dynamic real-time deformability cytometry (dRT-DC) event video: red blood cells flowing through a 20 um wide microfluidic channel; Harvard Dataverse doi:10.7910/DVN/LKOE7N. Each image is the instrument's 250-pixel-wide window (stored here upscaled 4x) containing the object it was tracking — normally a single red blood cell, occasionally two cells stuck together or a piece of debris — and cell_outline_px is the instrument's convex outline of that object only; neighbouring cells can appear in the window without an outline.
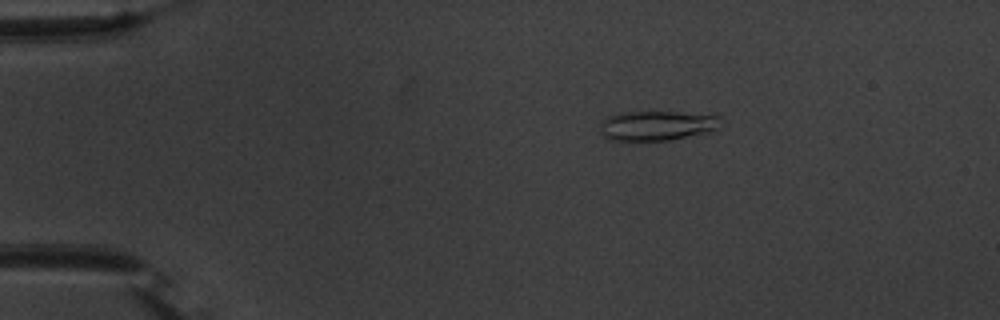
{"species": "common noctule bat (a hibernating species)", "species_latin": "Nyctalus noctula", "temperature_condition": "warm", "stored_images_in_passage": 55, "camera_frame_rate_fps": 3000, "um_per_image_px": 0.085, "animal": {"sex": "male", "body_mass_g": 20.1, "forearm_length_mm": 53.5}, "frame": {"image": 1, "passage_image": 10, "time_ms": 3.0, "image_size_px": [1000, 320], "cell_outline_px": [[720, 116], [716, 128], [708, 132], [668, 140], [612, 140], [604, 136], [600, 132], [600, 120], [608, 116], [620, 112], [676, 112]], "centroid_in_image_um": [55.75, 10.67], "position_along_channel_um": 29.3, "area_um2": 20.58}}
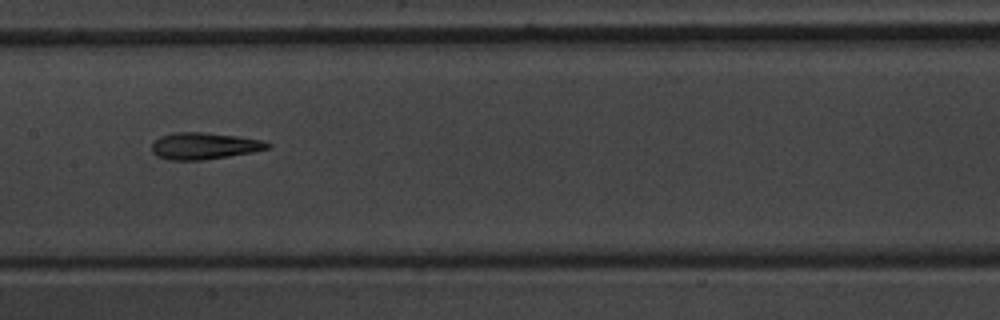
{"frame": {"image": 2, "passage_image": 28, "time_ms": 9.0, "image_size_px": [1000, 320], "cell_outline_px": [[272, 144], [268, 148], [252, 152], [204, 160], [168, 160], [156, 156], [152, 152], [152, 144], [160, 136], [172, 132], [204, 132], [236, 136], [264, 140]], "centroid_in_image_um": [17.33, 12.4], "position_along_channel_um": 190.1, "area_um2": 18.09}}
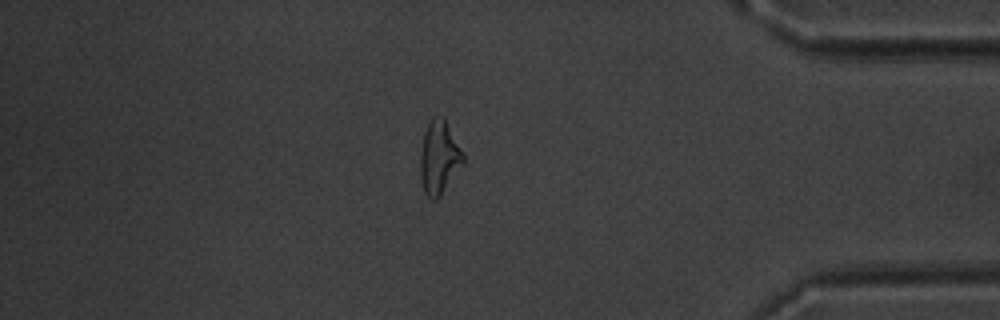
{"frame": {"image": 3, "passage_image": 47, "time_ms": 15.333, "image_size_px": [1000, 320], "cell_outline_px": [[464, 164], [440, 196], [436, 200], [432, 200], [424, 192], [420, 180], [420, 152], [424, 132], [428, 120], [432, 116], [444, 116], [464, 152]], "centroid_in_image_um": [37.33, 13.35], "position_along_channel_um": 397.9, "area_um2": 18.84}, "authors_computed_cell_mechanics": {"area_um2": 18.3804, "velocity_mm_per_s": 3.7399, "shape_relaxation_time_tau1_ms": 5.3673, "shape_relaxation_time_tau2_ms": 2.8669, "deformation_change_tau1": 0.1992, "deformation_change_tau2": 0.144}}